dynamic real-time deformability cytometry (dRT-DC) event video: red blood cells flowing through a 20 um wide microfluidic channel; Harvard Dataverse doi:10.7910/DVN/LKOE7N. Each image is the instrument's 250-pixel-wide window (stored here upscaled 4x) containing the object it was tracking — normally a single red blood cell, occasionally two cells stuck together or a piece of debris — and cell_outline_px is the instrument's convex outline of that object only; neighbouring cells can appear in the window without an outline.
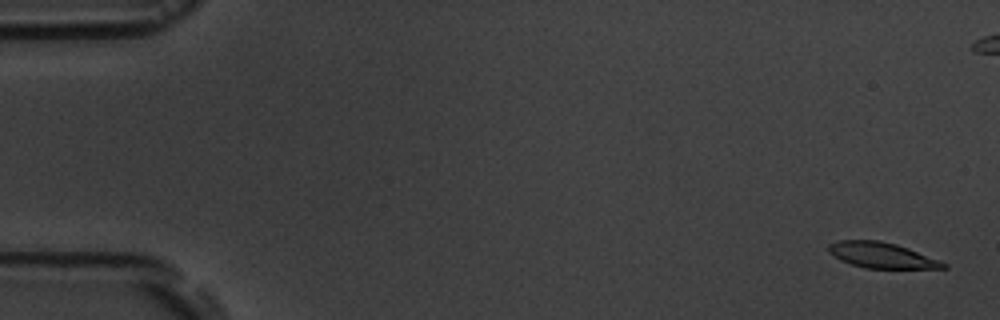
{"species": "common noctule bat (a hibernating species)", "species_latin": "Nyctalus noctula", "temperature_condition": "room temperature", "stored_images_in_passage": 9, "camera_frame_rate_fps": 3000, "um_per_image_px": 0.085, "animal": {"sex": "male", "body_mass_g": 19.5, "forearm_length_mm": 54.6}, "frame": {"image": 1, "passage_image": 1, "time_ms": 0.0, "image_size_px": [1000, 320], "cell_outline_px": [[948, 268], [864, 268], [840, 260], [828, 252], [828, 244], [840, 240], [880, 240], [896, 244], [908, 248], [940, 260], [948, 264]], "centroid_in_image_um": [74.94, 21.69], "position_along_channel_um": 10.1, "area_um2": 17.11}}
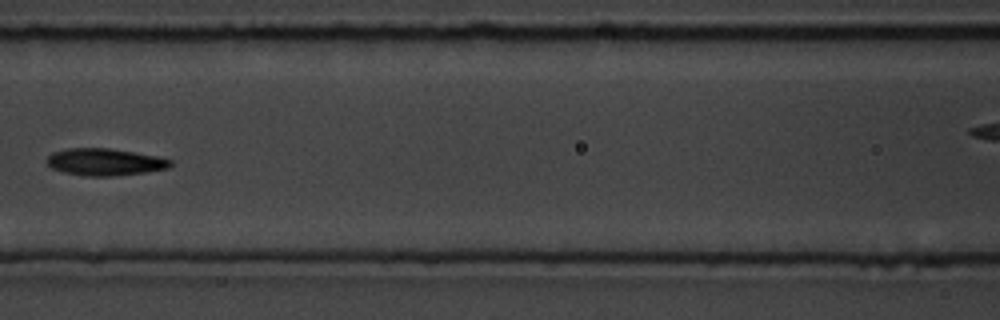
{"frame": {"image": 2, "passage_image": 7, "time_ms": 8.0, "image_size_px": [1000, 320], "cell_outline_px": [[172, 164], [168, 168], [144, 172], [112, 176], [84, 176], [64, 172], [52, 168], [48, 164], [48, 156], [52, 152], [68, 148], [108, 148], [156, 156], [172, 160]], "centroid_in_image_um": [8.89, 13.77], "position_along_channel_um": 157.7, "area_um2": 19.25}}
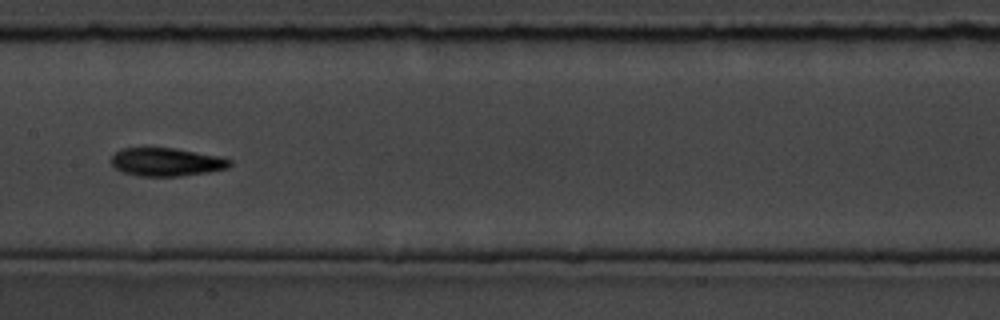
{"frame": {"image": 3, "passage_image": 8, "time_ms": 9.0, "image_size_px": [1000, 320], "cell_outline_px": [[232, 164], [228, 168], [208, 172], [180, 176], [140, 176], [124, 172], [116, 168], [112, 164], [112, 156], [120, 148], [176, 148], [220, 156], [232, 160]], "centroid_in_image_um": [14.18, 13.76], "position_along_channel_um": 193.2, "area_um2": 19.48}}